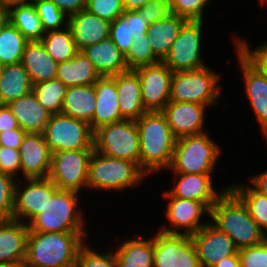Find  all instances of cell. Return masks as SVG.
Here are the masks:
<instances>
[{"label": "cell", "mask_w": 267, "mask_h": 267, "mask_svg": "<svg viewBox=\"0 0 267 267\" xmlns=\"http://www.w3.org/2000/svg\"><path fill=\"white\" fill-rule=\"evenodd\" d=\"M23 180L17 179L15 183L12 219L28 224L43 211L48 199H51L59 188L49 178Z\"/></svg>", "instance_id": "cell-13"}, {"label": "cell", "mask_w": 267, "mask_h": 267, "mask_svg": "<svg viewBox=\"0 0 267 267\" xmlns=\"http://www.w3.org/2000/svg\"><path fill=\"white\" fill-rule=\"evenodd\" d=\"M140 135L139 166L149 176L167 170L177 138L162 111H146L135 120Z\"/></svg>", "instance_id": "cell-1"}, {"label": "cell", "mask_w": 267, "mask_h": 267, "mask_svg": "<svg viewBox=\"0 0 267 267\" xmlns=\"http://www.w3.org/2000/svg\"><path fill=\"white\" fill-rule=\"evenodd\" d=\"M168 203L165 216L170 226L162 224L158 231L166 234L192 235L203 228L209 221H202V217H210V209L202 202L181 199L172 196L167 190L162 193Z\"/></svg>", "instance_id": "cell-12"}, {"label": "cell", "mask_w": 267, "mask_h": 267, "mask_svg": "<svg viewBox=\"0 0 267 267\" xmlns=\"http://www.w3.org/2000/svg\"><path fill=\"white\" fill-rule=\"evenodd\" d=\"M259 2H260V4L262 3L263 4V6H264V4H266L267 5V0H258Z\"/></svg>", "instance_id": "cell-61"}, {"label": "cell", "mask_w": 267, "mask_h": 267, "mask_svg": "<svg viewBox=\"0 0 267 267\" xmlns=\"http://www.w3.org/2000/svg\"><path fill=\"white\" fill-rule=\"evenodd\" d=\"M147 176L135 162L109 157L94 150L88 165L87 189L122 193L140 186Z\"/></svg>", "instance_id": "cell-4"}, {"label": "cell", "mask_w": 267, "mask_h": 267, "mask_svg": "<svg viewBox=\"0 0 267 267\" xmlns=\"http://www.w3.org/2000/svg\"><path fill=\"white\" fill-rule=\"evenodd\" d=\"M9 22L29 41H40L45 34L35 6L30 2H14L5 6Z\"/></svg>", "instance_id": "cell-32"}, {"label": "cell", "mask_w": 267, "mask_h": 267, "mask_svg": "<svg viewBox=\"0 0 267 267\" xmlns=\"http://www.w3.org/2000/svg\"><path fill=\"white\" fill-rule=\"evenodd\" d=\"M124 60L128 70H136L160 62L152 51L147 35L134 38V42L124 55Z\"/></svg>", "instance_id": "cell-38"}, {"label": "cell", "mask_w": 267, "mask_h": 267, "mask_svg": "<svg viewBox=\"0 0 267 267\" xmlns=\"http://www.w3.org/2000/svg\"><path fill=\"white\" fill-rule=\"evenodd\" d=\"M0 172L10 175L16 180L21 178L19 177V174L21 175V158L19 150L11 147L1 146Z\"/></svg>", "instance_id": "cell-47"}, {"label": "cell", "mask_w": 267, "mask_h": 267, "mask_svg": "<svg viewBox=\"0 0 267 267\" xmlns=\"http://www.w3.org/2000/svg\"><path fill=\"white\" fill-rule=\"evenodd\" d=\"M20 267H35V266L29 265L25 262H22Z\"/></svg>", "instance_id": "cell-59"}, {"label": "cell", "mask_w": 267, "mask_h": 267, "mask_svg": "<svg viewBox=\"0 0 267 267\" xmlns=\"http://www.w3.org/2000/svg\"><path fill=\"white\" fill-rule=\"evenodd\" d=\"M8 22H9V17L7 9L5 6L0 5V33Z\"/></svg>", "instance_id": "cell-56"}, {"label": "cell", "mask_w": 267, "mask_h": 267, "mask_svg": "<svg viewBox=\"0 0 267 267\" xmlns=\"http://www.w3.org/2000/svg\"><path fill=\"white\" fill-rule=\"evenodd\" d=\"M96 105L92 121L93 131L100 126L125 120L120 113L116 81L111 76L100 77L95 83Z\"/></svg>", "instance_id": "cell-21"}, {"label": "cell", "mask_w": 267, "mask_h": 267, "mask_svg": "<svg viewBox=\"0 0 267 267\" xmlns=\"http://www.w3.org/2000/svg\"><path fill=\"white\" fill-rule=\"evenodd\" d=\"M28 234V224L14 219L0 220V263L25 261Z\"/></svg>", "instance_id": "cell-22"}, {"label": "cell", "mask_w": 267, "mask_h": 267, "mask_svg": "<svg viewBox=\"0 0 267 267\" xmlns=\"http://www.w3.org/2000/svg\"><path fill=\"white\" fill-rule=\"evenodd\" d=\"M21 64L33 85L56 78L58 63L46 52L40 41L26 44Z\"/></svg>", "instance_id": "cell-27"}, {"label": "cell", "mask_w": 267, "mask_h": 267, "mask_svg": "<svg viewBox=\"0 0 267 267\" xmlns=\"http://www.w3.org/2000/svg\"><path fill=\"white\" fill-rule=\"evenodd\" d=\"M96 105L94 84L68 87L64 94L61 113L90 123Z\"/></svg>", "instance_id": "cell-30"}, {"label": "cell", "mask_w": 267, "mask_h": 267, "mask_svg": "<svg viewBox=\"0 0 267 267\" xmlns=\"http://www.w3.org/2000/svg\"><path fill=\"white\" fill-rule=\"evenodd\" d=\"M210 222L226 233L238 250L267 239L242 200L228 188L210 209Z\"/></svg>", "instance_id": "cell-2"}, {"label": "cell", "mask_w": 267, "mask_h": 267, "mask_svg": "<svg viewBox=\"0 0 267 267\" xmlns=\"http://www.w3.org/2000/svg\"><path fill=\"white\" fill-rule=\"evenodd\" d=\"M19 151L23 179L48 178L52 153L42 133H27Z\"/></svg>", "instance_id": "cell-20"}, {"label": "cell", "mask_w": 267, "mask_h": 267, "mask_svg": "<svg viewBox=\"0 0 267 267\" xmlns=\"http://www.w3.org/2000/svg\"><path fill=\"white\" fill-rule=\"evenodd\" d=\"M41 19L44 31L60 30L68 26L66 16L52 1L31 0Z\"/></svg>", "instance_id": "cell-39"}, {"label": "cell", "mask_w": 267, "mask_h": 267, "mask_svg": "<svg viewBox=\"0 0 267 267\" xmlns=\"http://www.w3.org/2000/svg\"><path fill=\"white\" fill-rule=\"evenodd\" d=\"M79 201V192L59 189L28 223L29 232H87Z\"/></svg>", "instance_id": "cell-5"}, {"label": "cell", "mask_w": 267, "mask_h": 267, "mask_svg": "<svg viewBox=\"0 0 267 267\" xmlns=\"http://www.w3.org/2000/svg\"><path fill=\"white\" fill-rule=\"evenodd\" d=\"M21 129L8 105H0V132Z\"/></svg>", "instance_id": "cell-52"}, {"label": "cell", "mask_w": 267, "mask_h": 267, "mask_svg": "<svg viewBox=\"0 0 267 267\" xmlns=\"http://www.w3.org/2000/svg\"><path fill=\"white\" fill-rule=\"evenodd\" d=\"M42 134L51 153L94 149V131L90 124L63 113L51 115Z\"/></svg>", "instance_id": "cell-9"}, {"label": "cell", "mask_w": 267, "mask_h": 267, "mask_svg": "<svg viewBox=\"0 0 267 267\" xmlns=\"http://www.w3.org/2000/svg\"><path fill=\"white\" fill-rule=\"evenodd\" d=\"M237 61L244 78V90L267 142V77L236 48Z\"/></svg>", "instance_id": "cell-16"}, {"label": "cell", "mask_w": 267, "mask_h": 267, "mask_svg": "<svg viewBox=\"0 0 267 267\" xmlns=\"http://www.w3.org/2000/svg\"><path fill=\"white\" fill-rule=\"evenodd\" d=\"M241 267H267V239L262 243L238 250Z\"/></svg>", "instance_id": "cell-46"}, {"label": "cell", "mask_w": 267, "mask_h": 267, "mask_svg": "<svg viewBox=\"0 0 267 267\" xmlns=\"http://www.w3.org/2000/svg\"><path fill=\"white\" fill-rule=\"evenodd\" d=\"M235 47L240 50L267 77V41L251 48L249 42L234 36ZM250 46V47H249ZM251 48V49H250Z\"/></svg>", "instance_id": "cell-45"}, {"label": "cell", "mask_w": 267, "mask_h": 267, "mask_svg": "<svg viewBox=\"0 0 267 267\" xmlns=\"http://www.w3.org/2000/svg\"><path fill=\"white\" fill-rule=\"evenodd\" d=\"M212 267H241L239 255L227 256Z\"/></svg>", "instance_id": "cell-54"}, {"label": "cell", "mask_w": 267, "mask_h": 267, "mask_svg": "<svg viewBox=\"0 0 267 267\" xmlns=\"http://www.w3.org/2000/svg\"><path fill=\"white\" fill-rule=\"evenodd\" d=\"M52 1L66 16H71L86 9V0H49Z\"/></svg>", "instance_id": "cell-51"}, {"label": "cell", "mask_w": 267, "mask_h": 267, "mask_svg": "<svg viewBox=\"0 0 267 267\" xmlns=\"http://www.w3.org/2000/svg\"><path fill=\"white\" fill-rule=\"evenodd\" d=\"M82 52L93 63L101 77L114 76L128 71L124 55L110 38L87 46Z\"/></svg>", "instance_id": "cell-26"}, {"label": "cell", "mask_w": 267, "mask_h": 267, "mask_svg": "<svg viewBox=\"0 0 267 267\" xmlns=\"http://www.w3.org/2000/svg\"><path fill=\"white\" fill-rule=\"evenodd\" d=\"M203 25V20H187L181 27L163 60L172 72L197 70L207 66L201 53Z\"/></svg>", "instance_id": "cell-10"}, {"label": "cell", "mask_w": 267, "mask_h": 267, "mask_svg": "<svg viewBox=\"0 0 267 267\" xmlns=\"http://www.w3.org/2000/svg\"><path fill=\"white\" fill-rule=\"evenodd\" d=\"M111 77L116 81L121 116L125 120H137L146 112L138 74L134 70H128Z\"/></svg>", "instance_id": "cell-24"}, {"label": "cell", "mask_w": 267, "mask_h": 267, "mask_svg": "<svg viewBox=\"0 0 267 267\" xmlns=\"http://www.w3.org/2000/svg\"><path fill=\"white\" fill-rule=\"evenodd\" d=\"M88 232H29L25 263L35 267H76Z\"/></svg>", "instance_id": "cell-3"}, {"label": "cell", "mask_w": 267, "mask_h": 267, "mask_svg": "<svg viewBox=\"0 0 267 267\" xmlns=\"http://www.w3.org/2000/svg\"><path fill=\"white\" fill-rule=\"evenodd\" d=\"M2 72H3V66L0 65V81H1V77H2Z\"/></svg>", "instance_id": "cell-60"}, {"label": "cell", "mask_w": 267, "mask_h": 267, "mask_svg": "<svg viewBox=\"0 0 267 267\" xmlns=\"http://www.w3.org/2000/svg\"><path fill=\"white\" fill-rule=\"evenodd\" d=\"M0 5H2V6H3V0H0Z\"/></svg>", "instance_id": "cell-62"}, {"label": "cell", "mask_w": 267, "mask_h": 267, "mask_svg": "<svg viewBox=\"0 0 267 267\" xmlns=\"http://www.w3.org/2000/svg\"><path fill=\"white\" fill-rule=\"evenodd\" d=\"M186 21V18L170 13L166 18L149 24L147 29L149 43L160 61H163L169 53L172 43Z\"/></svg>", "instance_id": "cell-28"}, {"label": "cell", "mask_w": 267, "mask_h": 267, "mask_svg": "<svg viewBox=\"0 0 267 267\" xmlns=\"http://www.w3.org/2000/svg\"><path fill=\"white\" fill-rule=\"evenodd\" d=\"M210 0H169L170 13L187 20H203Z\"/></svg>", "instance_id": "cell-41"}, {"label": "cell", "mask_w": 267, "mask_h": 267, "mask_svg": "<svg viewBox=\"0 0 267 267\" xmlns=\"http://www.w3.org/2000/svg\"><path fill=\"white\" fill-rule=\"evenodd\" d=\"M151 0H122L124 10H139Z\"/></svg>", "instance_id": "cell-55"}, {"label": "cell", "mask_w": 267, "mask_h": 267, "mask_svg": "<svg viewBox=\"0 0 267 267\" xmlns=\"http://www.w3.org/2000/svg\"><path fill=\"white\" fill-rule=\"evenodd\" d=\"M16 179L0 172V220L12 219Z\"/></svg>", "instance_id": "cell-43"}, {"label": "cell", "mask_w": 267, "mask_h": 267, "mask_svg": "<svg viewBox=\"0 0 267 267\" xmlns=\"http://www.w3.org/2000/svg\"><path fill=\"white\" fill-rule=\"evenodd\" d=\"M31 0H3V6L14 2H30Z\"/></svg>", "instance_id": "cell-57"}, {"label": "cell", "mask_w": 267, "mask_h": 267, "mask_svg": "<svg viewBox=\"0 0 267 267\" xmlns=\"http://www.w3.org/2000/svg\"><path fill=\"white\" fill-rule=\"evenodd\" d=\"M110 24L86 9L68 17V26L79 51L109 38Z\"/></svg>", "instance_id": "cell-23"}, {"label": "cell", "mask_w": 267, "mask_h": 267, "mask_svg": "<svg viewBox=\"0 0 267 267\" xmlns=\"http://www.w3.org/2000/svg\"><path fill=\"white\" fill-rule=\"evenodd\" d=\"M67 86L59 79H51L33 85V92L39 103L52 115L61 113Z\"/></svg>", "instance_id": "cell-37"}, {"label": "cell", "mask_w": 267, "mask_h": 267, "mask_svg": "<svg viewBox=\"0 0 267 267\" xmlns=\"http://www.w3.org/2000/svg\"><path fill=\"white\" fill-rule=\"evenodd\" d=\"M136 11L151 24L166 18L170 14L169 0H151Z\"/></svg>", "instance_id": "cell-48"}, {"label": "cell", "mask_w": 267, "mask_h": 267, "mask_svg": "<svg viewBox=\"0 0 267 267\" xmlns=\"http://www.w3.org/2000/svg\"><path fill=\"white\" fill-rule=\"evenodd\" d=\"M208 132L177 139L168 168L172 173L213 174L223 149Z\"/></svg>", "instance_id": "cell-6"}, {"label": "cell", "mask_w": 267, "mask_h": 267, "mask_svg": "<svg viewBox=\"0 0 267 267\" xmlns=\"http://www.w3.org/2000/svg\"><path fill=\"white\" fill-rule=\"evenodd\" d=\"M33 89L29 75L21 63L3 66L0 81V105L28 94Z\"/></svg>", "instance_id": "cell-33"}, {"label": "cell", "mask_w": 267, "mask_h": 267, "mask_svg": "<svg viewBox=\"0 0 267 267\" xmlns=\"http://www.w3.org/2000/svg\"><path fill=\"white\" fill-rule=\"evenodd\" d=\"M154 267H201L189 235L153 234Z\"/></svg>", "instance_id": "cell-14"}, {"label": "cell", "mask_w": 267, "mask_h": 267, "mask_svg": "<svg viewBox=\"0 0 267 267\" xmlns=\"http://www.w3.org/2000/svg\"><path fill=\"white\" fill-rule=\"evenodd\" d=\"M109 38L115 43L120 52L125 55L134 42L129 29V22L121 15L110 24Z\"/></svg>", "instance_id": "cell-44"}, {"label": "cell", "mask_w": 267, "mask_h": 267, "mask_svg": "<svg viewBox=\"0 0 267 267\" xmlns=\"http://www.w3.org/2000/svg\"><path fill=\"white\" fill-rule=\"evenodd\" d=\"M100 251L101 253L85 242L78 250L76 267H118L114 252Z\"/></svg>", "instance_id": "cell-40"}, {"label": "cell", "mask_w": 267, "mask_h": 267, "mask_svg": "<svg viewBox=\"0 0 267 267\" xmlns=\"http://www.w3.org/2000/svg\"><path fill=\"white\" fill-rule=\"evenodd\" d=\"M229 188L242 200L258 227L267 236V194L257 191L252 185L230 184Z\"/></svg>", "instance_id": "cell-35"}, {"label": "cell", "mask_w": 267, "mask_h": 267, "mask_svg": "<svg viewBox=\"0 0 267 267\" xmlns=\"http://www.w3.org/2000/svg\"><path fill=\"white\" fill-rule=\"evenodd\" d=\"M26 134L27 132L22 129H11L9 131L0 132L1 146L19 150Z\"/></svg>", "instance_id": "cell-50"}, {"label": "cell", "mask_w": 267, "mask_h": 267, "mask_svg": "<svg viewBox=\"0 0 267 267\" xmlns=\"http://www.w3.org/2000/svg\"><path fill=\"white\" fill-rule=\"evenodd\" d=\"M122 16L129 22V29L133 38L147 35L149 23L136 10H125Z\"/></svg>", "instance_id": "cell-49"}, {"label": "cell", "mask_w": 267, "mask_h": 267, "mask_svg": "<svg viewBox=\"0 0 267 267\" xmlns=\"http://www.w3.org/2000/svg\"><path fill=\"white\" fill-rule=\"evenodd\" d=\"M8 107L19 127L27 133H42L52 115L39 103L33 90L10 102Z\"/></svg>", "instance_id": "cell-25"}, {"label": "cell", "mask_w": 267, "mask_h": 267, "mask_svg": "<svg viewBox=\"0 0 267 267\" xmlns=\"http://www.w3.org/2000/svg\"><path fill=\"white\" fill-rule=\"evenodd\" d=\"M100 77L93 63L82 51L70 60L58 63L56 78L67 87L92 85Z\"/></svg>", "instance_id": "cell-29"}, {"label": "cell", "mask_w": 267, "mask_h": 267, "mask_svg": "<svg viewBox=\"0 0 267 267\" xmlns=\"http://www.w3.org/2000/svg\"><path fill=\"white\" fill-rule=\"evenodd\" d=\"M201 267H212L223 258L238 255L233 240L209 222L190 235Z\"/></svg>", "instance_id": "cell-17"}, {"label": "cell", "mask_w": 267, "mask_h": 267, "mask_svg": "<svg viewBox=\"0 0 267 267\" xmlns=\"http://www.w3.org/2000/svg\"><path fill=\"white\" fill-rule=\"evenodd\" d=\"M86 10L110 23L125 11L122 0H86Z\"/></svg>", "instance_id": "cell-42"}, {"label": "cell", "mask_w": 267, "mask_h": 267, "mask_svg": "<svg viewBox=\"0 0 267 267\" xmlns=\"http://www.w3.org/2000/svg\"><path fill=\"white\" fill-rule=\"evenodd\" d=\"M208 107L198 103L169 101L162 112L172 133L178 139L207 132L205 117Z\"/></svg>", "instance_id": "cell-18"}, {"label": "cell", "mask_w": 267, "mask_h": 267, "mask_svg": "<svg viewBox=\"0 0 267 267\" xmlns=\"http://www.w3.org/2000/svg\"><path fill=\"white\" fill-rule=\"evenodd\" d=\"M94 149L52 153L48 178L60 189L81 192L87 189L88 165Z\"/></svg>", "instance_id": "cell-11"}, {"label": "cell", "mask_w": 267, "mask_h": 267, "mask_svg": "<svg viewBox=\"0 0 267 267\" xmlns=\"http://www.w3.org/2000/svg\"><path fill=\"white\" fill-rule=\"evenodd\" d=\"M40 42L57 63L68 61L79 52L69 26L45 32Z\"/></svg>", "instance_id": "cell-34"}, {"label": "cell", "mask_w": 267, "mask_h": 267, "mask_svg": "<svg viewBox=\"0 0 267 267\" xmlns=\"http://www.w3.org/2000/svg\"><path fill=\"white\" fill-rule=\"evenodd\" d=\"M173 174L172 189L167 190L172 196L202 202L209 209L229 188L228 185L218 191L213 185L212 174Z\"/></svg>", "instance_id": "cell-19"}, {"label": "cell", "mask_w": 267, "mask_h": 267, "mask_svg": "<svg viewBox=\"0 0 267 267\" xmlns=\"http://www.w3.org/2000/svg\"><path fill=\"white\" fill-rule=\"evenodd\" d=\"M28 42L23 34L8 22L0 33V65L21 63Z\"/></svg>", "instance_id": "cell-36"}, {"label": "cell", "mask_w": 267, "mask_h": 267, "mask_svg": "<svg viewBox=\"0 0 267 267\" xmlns=\"http://www.w3.org/2000/svg\"><path fill=\"white\" fill-rule=\"evenodd\" d=\"M135 237L127 238L116 247L114 253L118 267H154L152 236L146 239Z\"/></svg>", "instance_id": "cell-31"}, {"label": "cell", "mask_w": 267, "mask_h": 267, "mask_svg": "<svg viewBox=\"0 0 267 267\" xmlns=\"http://www.w3.org/2000/svg\"><path fill=\"white\" fill-rule=\"evenodd\" d=\"M249 180L257 191L267 194V170L249 177Z\"/></svg>", "instance_id": "cell-53"}, {"label": "cell", "mask_w": 267, "mask_h": 267, "mask_svg": "<svg viewBox=\"0 0 267 267\" xmlns=\"http://www.w3.org/2000/svg\"><path fill=\"white\" fill-rule=\"evenodd\" d=\"M220 77V74L208 66L197 70L173 72L170 101L217 107L220 95L223 94V87L219 84Z\"/></svg>", "instance_id": "cell-7"}, {"label": "cell", "mask_w": 267, "mask_h": 267, "mask_svg": "<svg viewBox=\"0 0 267 267\" xmlns=\"http://www.w3.org/2000/svg\"><path fill=\"white\" fill-rule=\"evenodd\" d=\"M141 85V98L146 111H162L170 101L173 72L163 61L134 70Z\"/></svg>", "instance_id": "cell-15"}, {"label": "cell", "mask_w": 267, "mask_h": 267, "mask_svg": "<svg viewBox=\"0 0 267 267\" xmlns=\"http://www.w3.org/2000/svg\"><path fill=\"white\" fill-rule=\"evenodd\" d=\"M94 150L139 165L140 135L135 120H123L100 126L94 131Z\"/></svg>", "instance_id": "cell-8"}, {"label": "cell", "mask_w": 267, "mask_h": 267, "mask_svg": "<svg viewBox=\"0 0 267 267\" xmlns=\"http://www.w3.org/2000/svg\"><path fill=\"white\" fill-rule=\"evenodd\" d=\"M21 264H13V263H0V267H20Z\"/></svg>", "instance_id": "cell-58"}]
</instances>
